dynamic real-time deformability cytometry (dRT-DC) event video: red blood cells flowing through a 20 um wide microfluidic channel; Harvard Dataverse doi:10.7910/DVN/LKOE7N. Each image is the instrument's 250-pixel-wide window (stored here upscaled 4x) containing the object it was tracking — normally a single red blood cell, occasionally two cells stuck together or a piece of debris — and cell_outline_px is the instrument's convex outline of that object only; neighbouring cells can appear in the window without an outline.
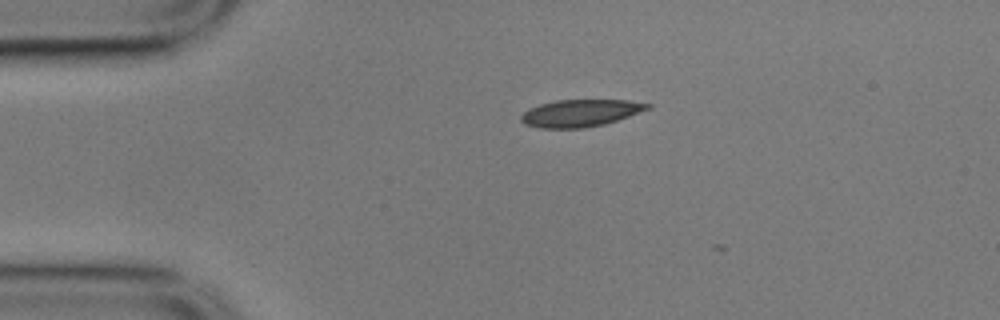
{"species": "common noctule bat (a hibernating species)", "species_latin": "Nyctalus noctula", "temperature_condition": "cold", "stored_images_in_passage": 3, "camera_frame_rate_fps": 3000, "um_per_image_px": 0.085, "animal": {"sex": "male", "body_mass_g": 17.9}, "frame": {"image": 1, "passage_image": 1, "time_ms": 0.0, "image_size_px": [1000, 320], "cell_outline_px": [[652, 108], [604, 124], [584, 128], [540, 128], [524, 124], [520, 120], [520, 116], [528, 108], [540, 104], [556, 100], [628, 100], [652, 104]], "centroid_in_image_um": [49.32, 9.61], "position_along_channel_um": 35.7, "area_um2": 20.06}}